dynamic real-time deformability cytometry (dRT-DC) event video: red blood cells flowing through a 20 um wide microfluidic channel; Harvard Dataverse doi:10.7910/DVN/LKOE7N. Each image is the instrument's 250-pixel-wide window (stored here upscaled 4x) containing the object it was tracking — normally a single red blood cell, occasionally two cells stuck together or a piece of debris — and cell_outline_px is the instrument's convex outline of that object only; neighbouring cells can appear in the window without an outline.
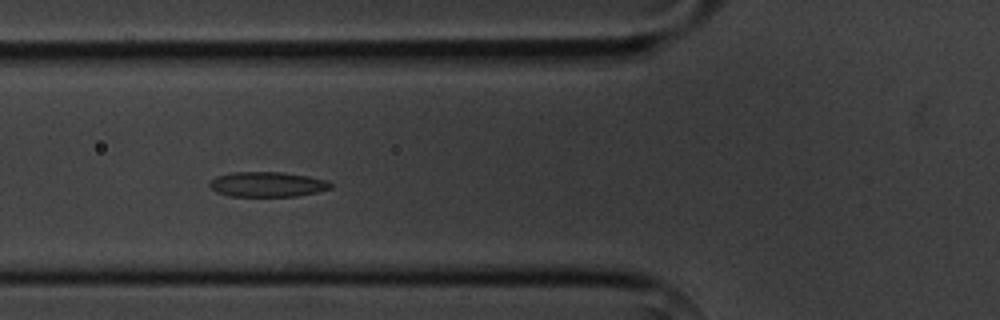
{"species": "common noctule bat (a hibernating species)", "species_latin": "Nyctalus noctula", "temperature_condition": "cold", "stored_images_in_passage": 13, "camera_frame_rate_fps": 3000, "um_per_image_px": 0.085, "animal": {"sex": "male", "body_mass_g": 20.1, "forearm_length_mm": 53.5}, "frame": {"image": 1, "passage_image": 4, "time_ms": 4.333, "image_size_px": [1000, 320], "cell_outline_px": [[332, 188], [316, 192], [296, 196], [228, 196], [216, 192], [208, 184], [216, 176], [232, 172], [280, 172], [308, 176], [328, 180], [332, 184]], "centroid_in_image_um": [22.72, 15.67], "position_along_channel_um": 103.1, "area_um2": 17.63}}
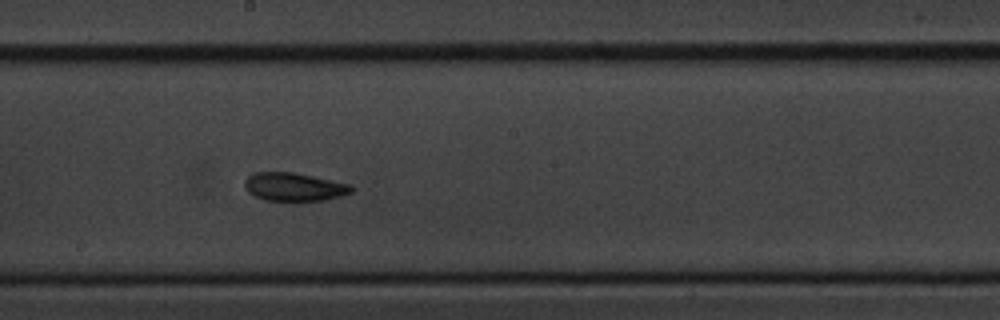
{"frame": {"image": 2, "passage_image": 7, "time_ms": 7.667, "image_size_px": [1000, 320], "cell_outline_px": [[352, 192], [328, 200], [292, 204], [264, 200], [248, 192], [244, 188], [244, 180], [252, 172], [292, 172], [352, 184]], "centroid_in_image_um": [24.98, 15.93], "position_along_channel_um": 223.2, "area_um2": 18.5}}
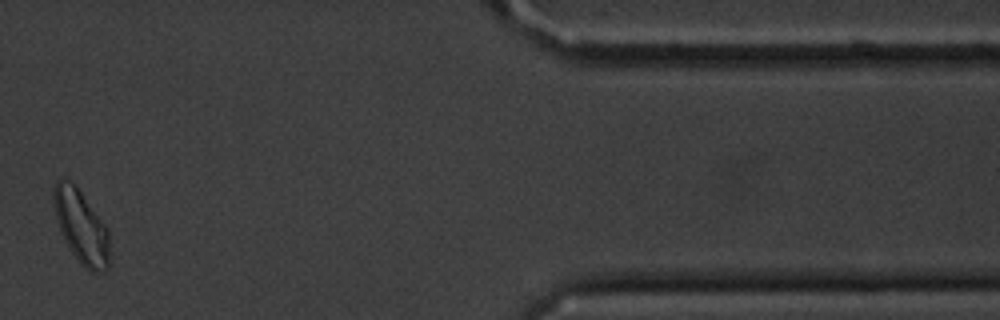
{"frame": {"image": 3, "passage_image": 12, "time_ms": 14.0, "image_size_px": [1000, 320], "cell_outline_px": [[112, 264], [108, 268], [100, 272], [92, 272], [80, 264], [64, 240], [56, 216], [52, 200], [52, 192], [56, 180], [72, 180], [108, 228]], "centroid_in_image_um": [6.94, 19.3], "position_along_channel_um": 404.5, "area_um2": 24.22}, "authors_computed_cell_mechanics": {"area_um2": 17.8024, "velocity_mm_per_s": 3.602, "shape_relaxation_time_tau1_ms": 1.8348, "shape_relaxation_time_tau2_ms": 2.8111, "deformation_change_tau1": 0.0755, "deformation_change_tau2": 0.0563}}